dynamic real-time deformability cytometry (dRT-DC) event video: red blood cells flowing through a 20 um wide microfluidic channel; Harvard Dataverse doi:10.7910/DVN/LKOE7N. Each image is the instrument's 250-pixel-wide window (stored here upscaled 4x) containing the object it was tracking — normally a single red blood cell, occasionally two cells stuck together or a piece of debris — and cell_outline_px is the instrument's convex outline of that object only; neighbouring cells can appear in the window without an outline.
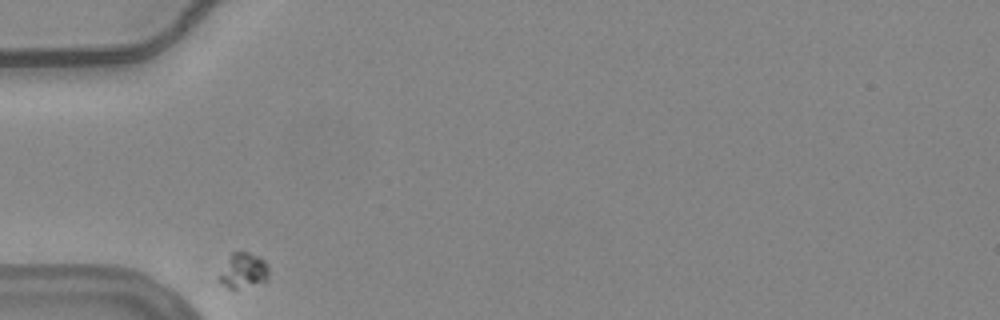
{"species": "common noctule bat (a hibernating species)", "species_latin": "Nyctalus noctula", "temperature_condition": "warm", "stored_images_in_passage": 15, "camera_frame_rate_fps": 3000, "um_per_image_px": 0.085, "animal": {"sex": "female", "body_mass_g": 24.6, "forearm_length_mm": 56.2}, "frame": {"image": 1, "passage_image": 1, "time_ms": 0.0, "image_size_px": [1000, 320], "cell_outline_px": [[268, 276], [264, 280], [236, 288], [228, 288], [220, 284], [216, 280], [216, 276], [232, 252], [248, 252], [264, 260], [268, 264]], "centroid_in_image_um": [20.6, 22.98], "position_along_channel_um": 64.4, "area_um2": 10.0}}
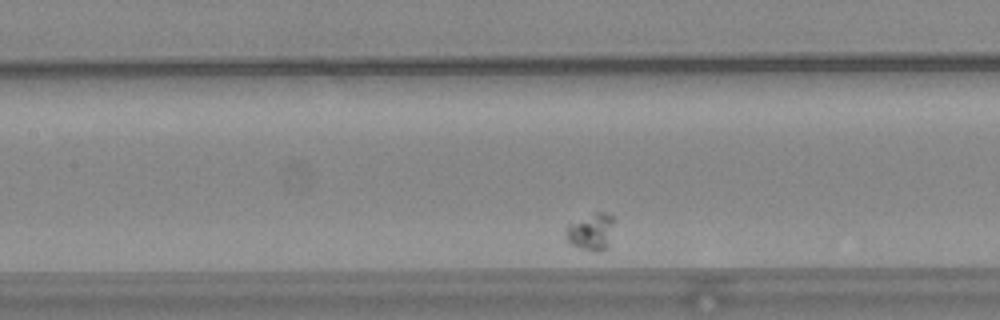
{"frame": {"image": 2, "passage_image": 11, "time_ms": 3.333, "image_size_px": [1000, 320], "cell_outline_px": [[616, 220], [608, 248], [600, 252], [592, 252], [568, 244], [564, 236], [564, 228], [568, 224], [592, 212], [604, 212], [612, 216]], "centroid_in_image_um": [50.23, 19.71], "position_along_channel_um": 157.2, "area_um2": 11.1}}
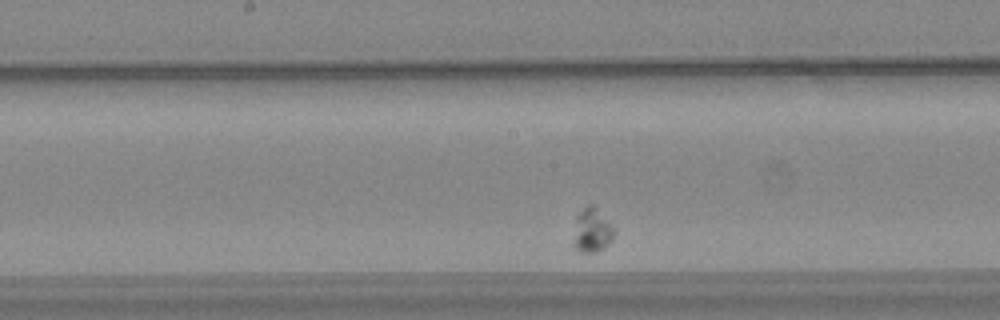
{"frame": {"image": 3, "passage_image": 15, "time_ms": 4.667, "image_size_px": [1000, 320], "cell_outline_px": [[616, 232], [612, 240], [604, 248], [596, 252], [580, 252], [572, 244], [576, 216], [588, 204], [592, 204]], "centroid_in_image_um": [50.29, 19.62], "position_along_channel_um": 197.9, "area_um2": 10.29}}